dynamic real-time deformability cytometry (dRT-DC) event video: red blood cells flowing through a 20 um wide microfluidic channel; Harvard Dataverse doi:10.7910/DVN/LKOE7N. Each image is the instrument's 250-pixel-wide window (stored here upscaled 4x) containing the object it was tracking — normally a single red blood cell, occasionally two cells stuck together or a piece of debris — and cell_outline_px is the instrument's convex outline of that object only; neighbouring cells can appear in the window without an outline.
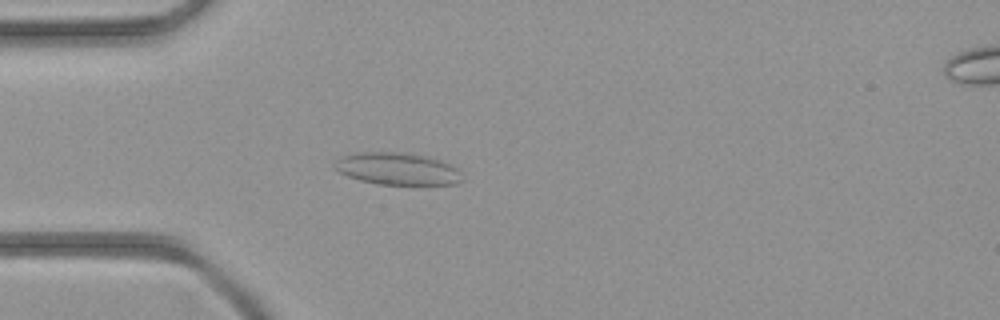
{"species": "common noctule bat (a hibernating species)", "species_latin": "Nyctalus noctula", "temperature_condition": "room temperature", "stored_images_in_passage": 33, "camera_frame_rate_fps": 3000, "um_per_image_px": 0.085, "animal": {"sex": "female", "body_mass_g": 21.9}, "frame": {"image": 1, "passage_image": 1, "time_ms": 0.0, "image_size_px": [1000, 320], "cell_outline_px": [[464, 180], [456, 184], [376, 184], [360, 180], [348, 176], [332, 168], [332, 164], [340, 156], [356, 152], [404, 152], [428, 156], [440, 160], [456, 168]], "centroid_in_image_um": [33.72, 14.33], "position_along_channel_um": 51.3, "area_um2": 24.04}}
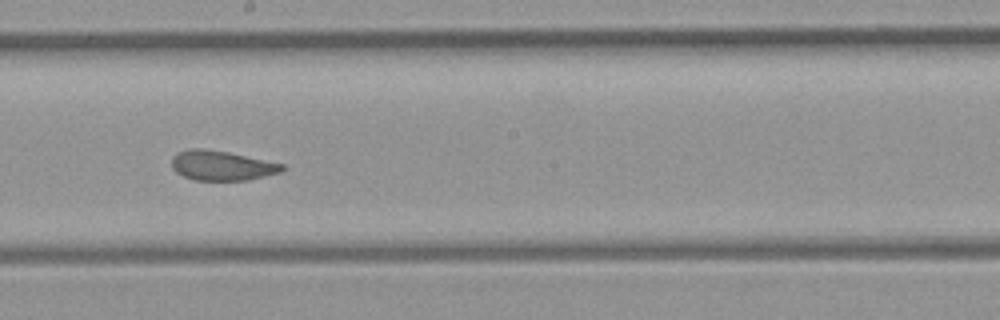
{"frame": {"image": 2, "passage_image": 13, "time_ms": 4.0, "image_size_px": [1000, 320], "cell_outline_px": [[284, 168], [280, 172], [248, 180], [192, 180], [176, 172], [172, 168], [172, 156], [176, 152], [192, 148], [204, 148], [228, 152], [284, 164]], "centroid_in_image_um": [18.8, 14.06], "position_along_channel_um": 229.4, "area_um2": 19.13}}
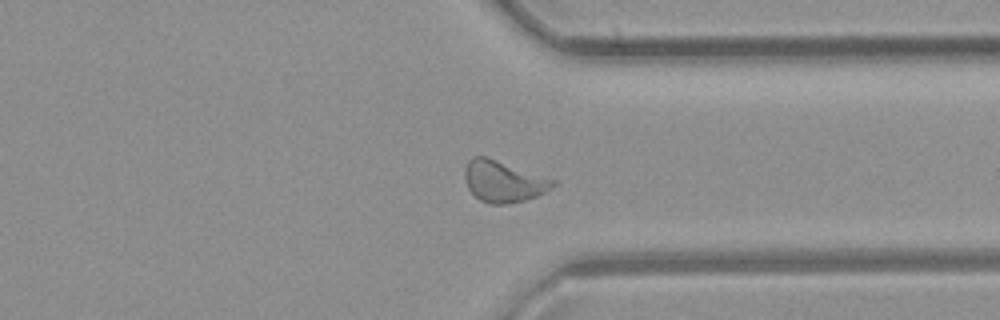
{"frame": {"image": 3, "passage_image": 22, "time_ms": 7.0, "image_size_px": [1000, 320], "cell_outline_px": [[556, 184], [544, 192], [536, 196], [524, 200], [504, 204], [492, 204], [480, 200], [468, 188], [464, 180], [464, 168], [468, 160], [472, 156], [484, 156], [556, 180]], "centroid_in_image_um": [42.75, 15.41], "position_along_channel_um": 368.7, "area_um2": 20.98}}